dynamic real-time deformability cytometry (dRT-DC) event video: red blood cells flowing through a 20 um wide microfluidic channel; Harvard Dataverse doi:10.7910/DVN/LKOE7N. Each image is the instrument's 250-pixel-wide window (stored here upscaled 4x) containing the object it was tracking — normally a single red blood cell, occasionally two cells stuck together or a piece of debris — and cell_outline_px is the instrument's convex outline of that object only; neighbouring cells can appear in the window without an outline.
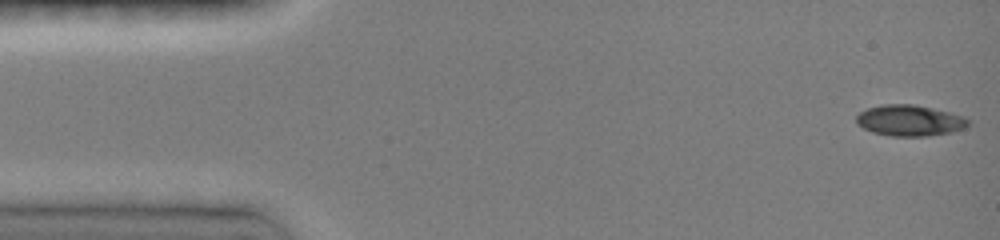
{"species": "common noctule bat (a hibernating species)", "species_latin": "Nyctalus noctula", "temperature_condition": "room temperature", "stored_images_in_passage": 46, "camera_frame_rate_fps": 3000, "um_per_image_px": 0.085, "animal": {"sex": "female", "body_mass_g": 19.0, "forearm_length_mm": 51.5}, "frame": {"image": 1, "passage_image": 1, "time_ms": 0.0, "image_size_px": [1000, 240], "cell_outline_px": [[968, 124], [964, 128], [948, 132], [924, 136], [892, 136], [872, 132], [864, 128], [856, 120], [856, 116], [860, 112], [868, 108], [880, 104], [912, 104], [932, 108], [964, 116], [968, 120]], "centroid_in_image_um": [77.29, 10.23], "position_along_channel_um": 7.7, "area_um2": 19.88}}
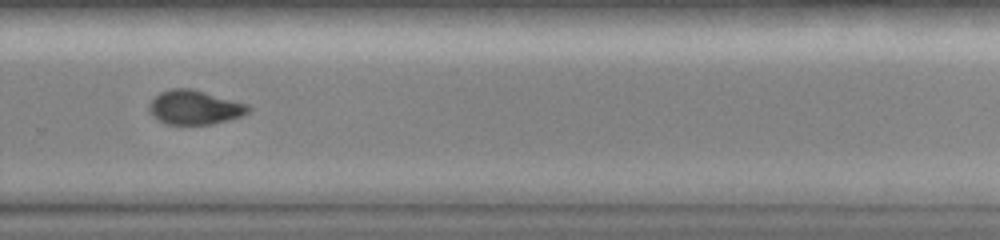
{"frame": {"image": 2, "passage_image": 32, "time_ms": 10.333, "image_size_px": [1000, 240], "cell_outline_px": [[252, 108], [248, 112], [240, 116], [228, 120], [212, 124], [168, 124], [160, 120], [148, 108], [148, 104], [160, 92], [172, 88], [192, 88], [248, 104]], "centroid_in_image_um": [16.57, 9.11], "position_along_channel_um": 313.2, "area_um2": 19.54}}
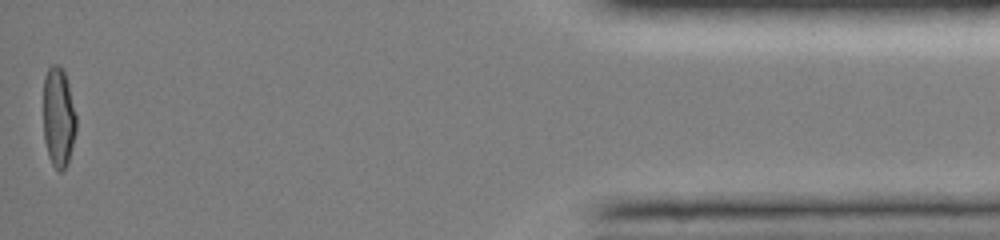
{"frame": {"image": 3, "passage_image": 46, "time_ms": 15.0, "image_size_px": [1000, 240], "cell_outline_px": [[76, 132], [68, 164], [60, 172], [52, 164], [48, 156], [44, 140], [44, 76], [48, 68], [52, 64], [60, 64], [64, 68], [76, 116]], "centroid_in_image_um": [4.97, 9.95], "position_along_channel_um": 430.2, "area_um2": 19.31}, "authors_computed_cell_mechanics": {"area_um2": 19.9988, "velocity_mm_per_s": 4.0991, "shape_relaxation_time_tau1_ms": null, "shape_relaxation_time_tau2_ms": 1.6722, "deformation_change_tau1": null, "deformation_change_tau2": 0.0516}}